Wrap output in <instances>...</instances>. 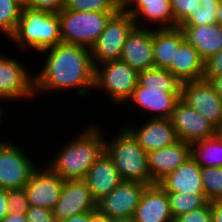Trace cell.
Instances as JSON below:
<instances>
[{"label": "cell", "mask_w": 222, "mask_h": 222, "mask_svg": "<svg viewBox=\"0 0 222 222\" xmlns=\"http://www.w3.org/2000/svg\"><path fill=\"white\" fill-rule=\"evenodd\" d=\"M40 53L39 56L43 55L45 59L41 60L45 63L34 74L36 99L39 95L63 89H76L77 96L81 98L90 95L89 91L94 89L95 68L89 48L61 42Z\"/></svg>", "instance_id": "obj_1"}, {"label": "cell", "mask_w": 222, "mask_h": 222, "mask_svg": "<svg viewBox=\"0 0 222 222\" xmlns=\"http://www.w3.org/2000/svg\"><path fill=\"white\" fill-rule=\"evenodd\" d=\"M181 85L169 70L154 67L139 71L137 87L127 102L143 113L148 111L149 118L170 119L181 98Z\"/></svg>", "instance_id": "obj_2"}, {"label": "cell", "mask_w": 222, "mask_h": 222, "mask_svg": "<svg viewBox=\"0 0 222 222\" xmlns=\"http://www.w3.org/2000/svg\"><path fill=\"white\" fill-rule=\"evenodd\" d=\"M89 125L74 140L64 142L60 152L56 151L52 161L45 164L64 180L84 179L89 168L105 151L108 136L96 123Z\"/></svg>", "instance_id": "obj_3"}, {"label": "cell", "mask_w": 222, "mask_h": 222, "mask_svg": "<svg viewBox=\"0 0 222 222\" xmlns=\"http://www.w3.org/2000/svg\"><path fill=\"white\" fill-rule=\"evenodd\" d=\"M18 50H36V53L58 45L60 21L57 12L48 10L23 8L14 33L9 37Z\"/></svg>", "instance_id": "obj_4"}, {"label": "cell", "mask_w": 222, "mask_h": 222, "mask_svg": "<svg viewBox=\"0 0 222 222\" xmlns=\"http://www.w3.org/2000/svg\"><path fill=\"white\" fill-rule=\"evenodd\" d=\"M105 151L112 158L123 181L155 184L150 177L147 152L123 126L112 139H105Z\"/></svg>", "instance_id": "obj_5"}, {"label": "cell", "mask_w": 222, "mask_h": 222, "mask_svg": "<svg viewBox=\"0 0 222 222\" xmlns=\"http://www.w3.org/2000/svg\"><path fill=\"white\" fill-rule=\"evenodd\" d=\"M115 13L62 9L58 12L62 42L90 49Z\"/></svg>", "instance_id": "obj_6"}, {"label": "cell", "mask_w": 222, "mask_h": 222, "mask_svg": "<svg viewBox=\"0 0 222 222\" xmlns=\"http://www.w3.org/2000/svg\"><path fill=\"white\" fill-rule=\"evenodd\" d=\"M137 84L138 71L122 60L104 62L95 67L94 90L103 91L116 106L127 104Z\"/></svg>", "instance_id": "obj_7"}, {"label": "cell", "mask_w": 222, "mask_h": 222, "mask_svg": "<svg viewBox=\"0 0 222 222\" xmlns=\"http://www.w3.org/2000/svg\"><path fill=\"white\" fill-rule=\"evenodd\" d=\"M135 26L134 17L123 7L109 19L90 48L94 68L104 62L120 60L124 42Z\"/></svg>", "instance_id": "obj_8"}, {"label": "cell", "mask_w": 222, "mask_h": 222, "mask_svg": "<svg viewBox=\"0 0 222 222\" xmlns=\"http://www.w3.org/2000/svg\"><path fill=\"white\" fill-rule=\"evenodd\" d=\"M23 147L7 140L0 139V188L19 189L24 188L30 179L32 172L38 167L37 162L30 159V151L27 153ZM29 154V156H28ZM35 162V163H34Z\"/></svg>", "instance_id": "obj_9"}, {"label": "cell", "mask_w": 222, "mask_h": 222, "mask_svg": "<svg viewBox=\"0 0 222 222\" xmlns=\"http://www.w3.org/2000/svg\"><path fill=\"white\" fill-rule=\"evenodd\" d=\"M28 67L25 62L0 53V97L7 103L35 98L34 73Z\"/></svg>", "instance_id": "obj_10"}, {"label": "cell", "mask_w": 222, "mask_h": 222, "mask_svg": "<svg viewBox=\"0 0 222 222\" xmlns=\"http://www.w3.org/2000/svg\"><path fill=\"white\" fill-rule=\"evenodd\" d=\"M181 98L215 127L222 129V97L207 80L183 82Z\"/></svg>", "instance_id": "obj_11"}, {"label": "cell", "mask_w": 222, "mask_h": 222, "mask_svg": "<svg viewBox=\"0 0 222 222\" xmlns=\"http://www.w3.org/2000/svg\"><path fill=\"white\" fill-rule=\"evenodd\" d=\"M170 120L179 140L190 144L211 138L220 130L209 120L180 98L172 112Z\"/></svg>", "instance_id": "obj_12"}, {"label": "cell", "mask_w": 222, "mask_h": 222, "mask_svg": "<svg viewBox=\"0 0 222 222\" xmlns=\"http://www.w3.org/2000/svg\"><path fill=\"white\" fill-rule=\"evenodd\" d=\"M147 186L136 181H122L112 192L97 202L96 210L107 218L132 219Z\"/></svg>", "instance_id": "obj_13"}, {"label": "cell", "mask_w": 222, "mask_h": 222, "mask_svg": "<svg viewBox=\"0 0 222 222\" xmlns=\"http://www.w3.org/2000/svg\"><path fill=\"white\" fill-rule=\"evenodd\" d=\"M38 167L32 172L24 186L29 206H37L53 210L57 204L64 179L53 172L47 165Z\"/></svg>", "instance_id": "obj_14"}, {"label": "cell", "mask_w": 222, "mask_h": 222, "mask_svg": "<svg viewBox=\"0 0 222 222\" xmlns=\"http://www.w3.org/2000/svg\"><path fill=\"white\" fill-rule=\"evenodd\" d=\"M96 209L97 202L92 197L84 179L65 180L53 214L59 222L74 215L96 211Z\"/></svg>", "instance_id": "obj_15"}, {"label": "cell", "mask_w": 222, "mask_h": 222, "mask_svg": "<svg viewBox=\"0 0 222 222\" xmlns=\"http://www.w3.org/2000/svg\"><path fill=\"white\" fill-rule=\"evenodd\" d=\"M122 7L134 17L137 27L152 29L155 24L157 29L177 27L170 0H122ZM147 23H151L149 27Z\"/></svg>", "instance_id": "obj_16"}, {"label": "cell", "mask_w": 222, "mask_h": 222, "mask_svg": "<svg viewBox=\"0 0 222 222\" xmlns=\"http://www.w3.org/2000/svg\"><path fill=\"white\" fill-rule=\"evenodd\" d=\"M148 119L140 127L136 125L137 123L130 125V122L129 125H124L137 140L139 146L147 153L160 150L179 141L170 119Z\"/></svg>", "instance_id": "obj_17"}, {"label": "cell", "mask_w": 222, "mask_h": 222, "mask_svg": "<svg viewBox=\"0 0 222 222\" xmlns=\"http://www.w3.org/2000/svg\"><path fill=\"white\" fill-rule=\"evenodd\" d=\"M120 60L138 72L154 68L152 29L135 26L124 42Z\"/></svg>", "instance_id": "obj_18"}, {"label": "cell", "mask_w": 222, "mask_h": 222, "mask_svg": "<svg viewBox=\"0 0 222 222\" xmlns=\"http://www.w3.org/2000/svg\"><path fill=\"white\" fill-rule=\"evenodd\" d=\"M134 222H173L167 192L158 184L145 188L132 217Z\"/></svg>", "instance_id": "obj_19"}, {"label": "cell", "mask_w": 222, "mask_h": 222, "mask_svg": "<svg viewBox=\"0 0 222 222\" xmlns=\"http://www.w3.org/2000/svg\"><path fill=\"white\" fill-rule=\"evenodd\" d=\"M191 156V144L182 140L173 145L147 153L151 180L158 183Z\"/></svg>", "instance_id": "obj_20"}, {"label": "cell", "mask_w": 222, "mask_h": 222, "mask_svg": "<svg viewBox=\"0 0 222 222\" xmlns=\"http://www.w3.org/2000/svg\"><path fill=\"white\" fill-rule=\"evenodd\" d=\"M84 180L96 202L107 196L123 181L106 151L95 160Z\"/></svg>", "instance_id": "obj_21"}, {"label": "cell", "mask_w": 222, "mask_h": 222, "mask_svg": "<svg viewBox=\"0 0 222 222\" xmlns=\"http://www.w3.org/2000/svg\"><path fill=\"white\" fill-rule=\"evenodd\" d=\"M158 184L166 192L204 193L201 179V167L190 156L172 173L166 175Z\"/></svg>", "instance_id": "obj_22"}, {"label": "cell", "mask_w": 222, "mask_h": 222, "mask_svg": "<svg viewBox=\"0 0 222 222\" xmlns=\"http://www.w3.org/2000/svg\"><path fill=\"white\" fill-rule=\"evenodd\" d=\"M152 28V48L155 67L168 69L175 61L176 48L186 40L181 27L174 28ZM155 28V29H154Z\"/></svg>", "instance_id": "obj_23"}, {"label": "cell", "mask_w": 222, "mask_h": 222, "mask_svg": "<svg viewBox=\"0 0 222 222\" xmlns=\"http://www.w3.org/2000/svg\"><path fill=\"white\" fill-rule=\"evenodd\" d=\"M179 27L204 61L222 49V26L219 23Z\"/></svg>", "instance_id": "obj_24"}, {"label": "cell", "mask_w": 222, "mask_h": 222, "mask_svg": "<svg viewBox=\"0 0 222 222\" xmlns=\"http://www.w3.org/2000/svg\"><path fill=\"white\" fill-rule=\"evenodd\" d=\"M167 70L182 83L201 80L204 74V60L192 44L185 40L176 48L175 61Z\"/></svg>", "instance_id": "obj_25"}, {"label": "cell", "mask_w": 222, "mask_h": 222, "mask_svg": "<svg viewBox=\"0 0 222 222\" xmlns=\"http://www.w3.org/2000/svg\"><path fill=\"white\" fill-rule=\"evenodd\" d=\"M191 156L201 168L222 167V133L192 143Z\"/></svg>", "instance_id": "obj_26"}, {"label": "cell", "mask_w": 222, "mask_h": 222, "mask_svg": "<svg viewBox=\"0 0 222 222\" xmlns=\"http://www.w3.org/2000/svg\"><path fill=\"white\" fill-rule=\"evenodd\" d=\"M167 196L173 218L200 208L208 202L204 193L167 192Z\"/></svg>", "instance_id": "obj_27"}, {"label": "cell", "mask_w": 222, "mask_h": 222, "mask_svg": "<svg viewBox=\"0 0 222 222\" xmlns=\"http://www.w3.org/2000/svg\"><path fill=\"white\" fill-rule=\"evenodd\" d=\"M122 0H67L65 10L90 12H118Z\"/></svg>", "instance_id": "obj_28"}, {"label": "cell", "mask_w": 222, "mask_h": 222, "mask_svg": "<svg viewBox=\"0 0 222 222\" xmlns=\"http://www.w3.org/2000/svg\"><path fill=\"white\" fill-rule=\"evenodd\" d=\"M201 9L190 13L178 26H201L217 23L218 0H199Z\"/></svg>", "instance_id": "obj_29"}, {"label": "cell", "mask_w": 222, "mask_h": 222, "mask_svg": "<svg viewBox=\"0 0 222 222\" xmlns=\"http://www.w3.org/2000/svg\"><path fill=\"white\" fill-rule=\"evenodd\" d=\"M201 179L208 201L222 199V167L201 168Z\"/></svg>", "instance_id": "obj_30"}, {"label": "cell", "mask_w": 222, "mask_h": 222, "mask_svg": "<svg viewBox=\"0 0 222 222\" xmlns=\"http://www.w3.org/2000/svg\"><path fill=\"white\" fill-rule=\"evenodd\" d=\"M22 8L13 0H0V33L9 38L16 30Z\"/></svg>", "instance_id": "obj_31"}, {"label": "cell", "mask_w": 222, "mask_h": 222, "mask_svg": "<svg viewBox=\"0 0 222 222\" xmlns=\"http://www.w3.org/2000/svg\"><path fill=\"white\" fill-rule=\"evenodd\" d=\"M174 24L178 26L190 13L201 9L199 0H170Z\"/></svg>", "instance_id": "obj_32"}, {"label": "cell", "mask_w": 222, "mask_h": 222, "mask_svg": "<svg viewBox=\"0 0 222 222\" xmlns=\"http://www.w3.org/2000/svg\"><path fill=\"white\" fill-rule=\"evenodd\" d=\"M8 211L12 213H26L29 208L27 194L24 188L7 190Z\"/></svg>", "instance_id": "obj_33"}, {"label": "cell", "mask_w": 222, "mask_h": 222, "mask_svg": "<svg viewBox=\"0 0 222 222\" xmlns=\"http://www.w3.org/2000/svg\"><path fill=\"white\" fill-rule=\"evenodd\" d=\"M173 222H212L211 202L190 212L177 216Z\"/></svg>", "instance_id": "obj_34"}, {"label": "cell", "mask_w": 222, "mask_h": 222, "mask_svg": "<svg viewBox=\"0 0 222 222\" xmlns=\"http://www.w3.org/2000/svg\"><path fill=\"white\" fill-rule=\"evenodd\" d=\"M27 222H58L53 210L37 206H29L26 211Z\"/></svg>", "instance_id": "obj_35"}, {"label": "cell", "mask_w": 222, "mask_h": 222, "mask_svg": "<svg viewBox=\"0 0 222 222\" xmlns=\"http://www.w3.org/2000/svg\"><path fill=\"white\" fill-rule=\"evenodd\" d=\"M222 75V49L204 61L203 78H213Z\"/></svg>", "instance_id": "obj_36"}, {"label": "cell", "mask_w": 222, "mask_h": 222, "mask_svg": "<svg viewBox=\"0 0 222 222\" xmlns=\"http://www.w3.org/2000/svg\"><path fill=\"white\" fill-rule=\"evenodd\" d=\"M67 0H30V8L60 12L64 9Z\"/></svg>", "instance_id": "obj_37"}, {"label": "cell", "mask_w": 222, "mask_h": 222, "mask_svg": "<svg viewBox=\"0 0 222 222\" xmlns=\"http://www.w3.org/2000/svg\"><path fill=\"white\" fill-rule=\"evenodd\" d=\"M212 222H222V199L211 201Z\"/></svg>", "instance_id": "obj_38"}, {"label": "cell", "mask_w": 222, "mask_h": 222, "mask_svg": "<svg viewBox=\"0 0 222 222\" xmlns=\"http://www.w3.org/2000/svg\"><path fill=\"white\" fill-rule=\"evenodd\" d=\"M7 190L0 188V221L8 214Z\"/></svg>", "instance_id": "obj_39"}, {"label": "cell", "mask_w": 222, "mask_h": 222, "mask_svg": "<svg viewBox=\"0 0 222 222\" xmlns=\"http://www.w3.org/2000/svg\"><path fill=\"white\" fill-rule=\"evenodd\" d=\"M0 222H27V216L26 213L8 212Z\"/></svg>", "instance_id": "obj_40"}, {"label": "cell", "mask_w": 222, "mask_h": 222, "mask_svg": "<svg viewBox=\"0 0 222 222\" xmlns=\"http://www.w3.org/2000/svg\"><path fill=\"white\" fill-rule=\"evenodd\" d=\"M203 79L207 80L212 85L213 89L222 97V75Z\"/></svg>", "instance_id": "obj_41"}, {"label": "cell", "mask_w": 222, "mask_h": 222, "mask_svg": "<svg viewBox=\"0 0 222 222\" xmlns=\"http://www.w3.org/2000/svg\"><path fill=\"white\" fill-rule=\"evenodd\" d=\"M59 222H89V212L74 215L68 219H65Z\"/></svg>", "instance_id": "obj_42"}, {"label": "cell", "mask_w": 222, "mask_h": 222, "mask_svg": "<svg viewBox=\"0 0 222 222\" xmlns=\"http://www.w3.org/2000/svg\"><path fill=\"white\" fill-rule=\"evenodd\" d=\"M89 222H107V217L96 210L89 212Z\"/></svg>", "instance_id": "obj_43"}, {"label": "cell", "mask_w": 222, "mask_h": 222, "mask_svg": "<svg viewBox=\"0 0 222 222\" xmlns=\"http://www.w3.org/2000/svg\"><path fill=\"white\" fill-rule=\"evenodd\" d=\"M216 15H217V23H219L222 26V0L219 1Z\"/></svg>", "instance_id": "obj_44"}, {"label": "cell", "mask_w": 222, "mask_h": 222, "mask_svg": "<svg viewBox=\"0 0 222 222\" xmlns=\"http://www.w3.org/2000/svg\"><path fill=\"white\" fill-rule=\"evenodd\" d=\"M16 4H18L22 9L30 8V0H13Z\"/></svg>", "instance_id": "obj_45"}, {"label": "cell", "mask_w": 222, "mask_h": 222, "mask_svg": "<svg viewBox=\"0 0 222 222\" xmlns=\"http://www.w3.org/2000/svg\"><path fill=\"white\" fill-rule=\"evenodd\" d=\"M107 222H134L132 219H127V218H107Z\"/></svg>", "instance_id": "obj_46"}, {"label": "cell", "mask_w": 222, "mask_h": 222, "mask_svg": "<svg viewBox=\"0 0 222 222\" xmlns=\"http://www.w3.org/2000/svg\"><path fill=\"white\" fill-rule=\"evenodd\" d=\"M5 100H7V99H5V98H3V97H0V102H1V101L6 102ZM1 105H3V104L0 103V125L2 124V117H4V116H3V115H4L3 113L5 112V109L2 108ZM3 111H4V112H3Z\"/></svg>", "instance_id": "obj_47"}]
</instances>
